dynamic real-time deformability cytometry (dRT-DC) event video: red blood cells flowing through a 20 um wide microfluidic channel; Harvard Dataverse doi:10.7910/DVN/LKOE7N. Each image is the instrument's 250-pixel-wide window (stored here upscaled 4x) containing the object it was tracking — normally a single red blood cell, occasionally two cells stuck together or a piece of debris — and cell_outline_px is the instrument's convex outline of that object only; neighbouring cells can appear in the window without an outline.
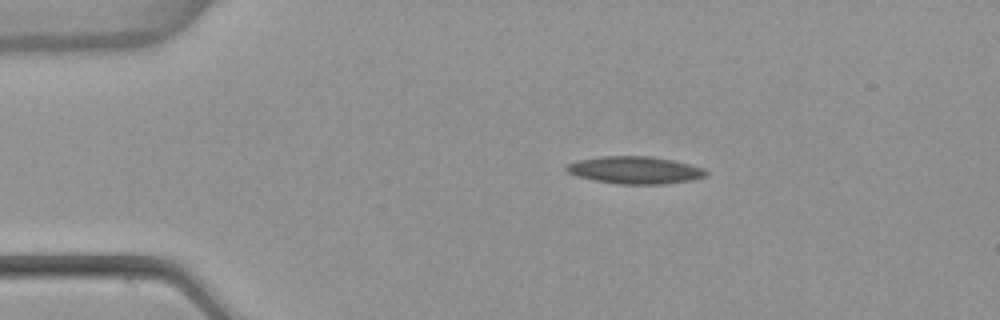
{"species": "common noctule bat (a hibernating species)", "species_latin": "Nyctalus noctula", "temperature_condition": "warm", "stored_images_in_passage": 3, "camera_frame_rate_fps": 3000, "um_per_image_px": 0.085, "animal": {"sex": "female", "body_mass_g": 22.7, "forearm_length_mm": 54.2}, "frame": {"image": 1, "passage_image": 2, "time_ms": 0.333, "image_size_px": [1000, 320], "cell_outline_px": [[708, 176], [692, 180], [664, 184], [616, 184], [576, 176], [568, 172], [564, 168], [564, 164], [576, 160], [600, 156], [648, 156], [672, 160], [704, 168], [708, 172]], "centroid_in_image_um": [53.94, 14.46], "position_along_channel_um": 31.1, "area_um2": 22.43}}